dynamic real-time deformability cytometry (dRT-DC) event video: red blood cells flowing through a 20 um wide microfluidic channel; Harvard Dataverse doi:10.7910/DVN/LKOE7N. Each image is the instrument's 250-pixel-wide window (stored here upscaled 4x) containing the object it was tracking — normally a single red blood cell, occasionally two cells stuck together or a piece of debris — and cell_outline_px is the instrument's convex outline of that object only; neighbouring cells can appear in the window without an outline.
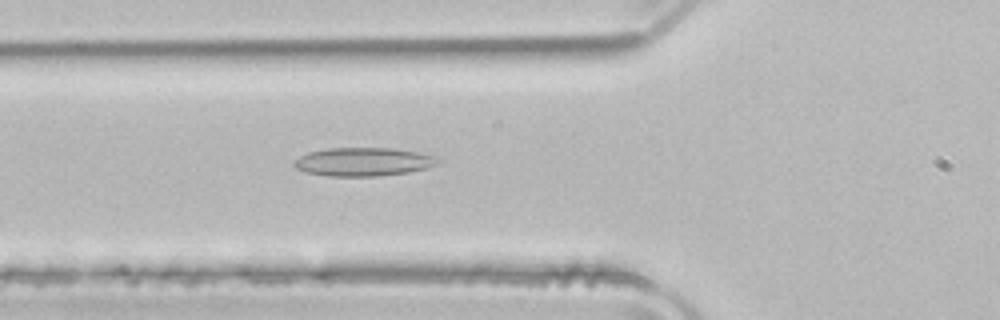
{"species": "common noctule bat (a hibernating species)", "species_latin": "Nyctalus noctula", "temperature_condition": "room temperature", "stored_images_in_passage": 41, "camera_frame_rate_fps": 3000, "um_per_image_px": 0.085, "animal": {"sex": "male", "body_mass_g": 21.5, "forearm_length_mm": 52.0}, "frame": {"image": 1, "passage_image": 7, "time_ms": 2.0, "image_size_px": [1000, 320], "cell_outline_px": [[440, 164], [428, 168], [408, 172], [380, 176], [328, 176], [308, 172], [296, 168], [292, 164], [300, 156], [308, 152], [328, 148], [392, 148], [416, 152], [436, 156], [440, 160]], "centroid_in_image_um": [30.92, 13.75], "position_along_channel_um": 94.9, "area_um2": 23.87}}
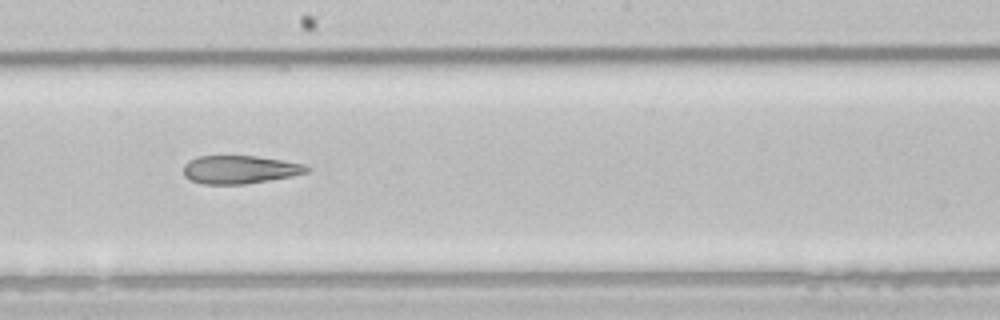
{"frame": {"image": 2, "passage_image": 17, "time_ms": 5.333, "image_size_px": [1000, 320], "cell_outline_px": [[312, 168], [308, 172], [292, 176], [244, 184], [204, 184], [188, 180], [184, 176], [184, 164], [188, 160], [200, 156], [256, 156], [304, 164]], "centroid_in_image_um": [20.36, 14.41], "position_along_channel_um": 227.8, "area_um2": 20.23}}
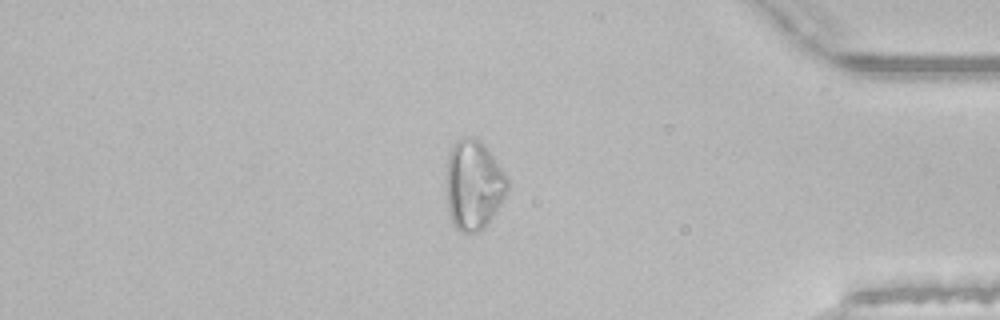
{"frame": {"image": 3, "passage_image": 32, "time_ms": 10.333, "image_size_px": [1000, 320], "cell_outline_px": [[508, 188], [500, 204], [484, 228], [476, 232], [460, 232], [456, 228], [452, 220], [448, 208], [448, 156], [456, 140], [464, 136], [476, 136], [488, 148], [508, 176]], "centroid_in_image_um": [40.29, 15.67], "position_along_channel_um": 394.9, "area_um2": 31.67}}